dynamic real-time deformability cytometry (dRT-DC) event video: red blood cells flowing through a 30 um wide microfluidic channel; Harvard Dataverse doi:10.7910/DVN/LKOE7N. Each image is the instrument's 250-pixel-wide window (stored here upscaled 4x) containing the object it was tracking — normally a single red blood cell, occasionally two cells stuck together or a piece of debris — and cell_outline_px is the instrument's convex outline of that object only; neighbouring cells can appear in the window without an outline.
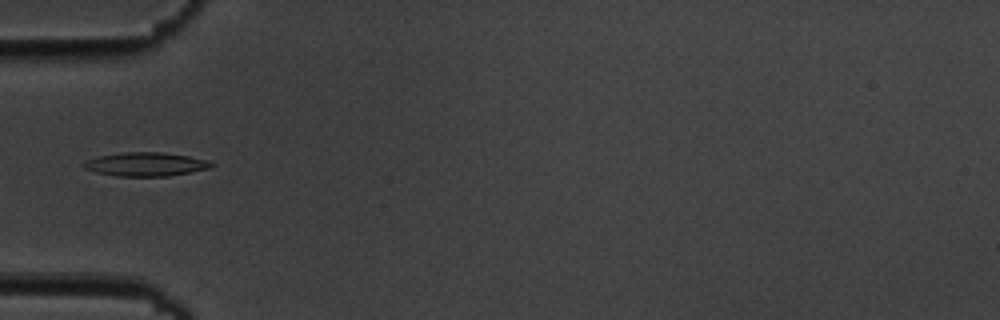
{"species": "common noctule bat (a hibernating species)", "species_latin": "Nyctalus noctula", "temperature_condition": "cold", "stored_images_in_passage": 13, "camera_frame_rate_fps": 3000, "um_per_image_px": 0.085, "animal": {"sex": "male", "body_mass_g": 19.5, "forearm_length_mm": 54.6}, "frame": {"image": 1, "passage_image": 5, "time_ms": 5.667, "image_size_px": [1000, 320], "cell_outline_px": [[216, 164], [212, 168], [168, 176], [116, 176], [96, 172], [84, 168], [80, 164], [96, 156], [124, 152], [164, 152], [188, 156], [208, 160]], "centroid_in_image_um": [12.4, 13.96], "position_along_channel_um": 72.6, "area_um2": 17.8}}
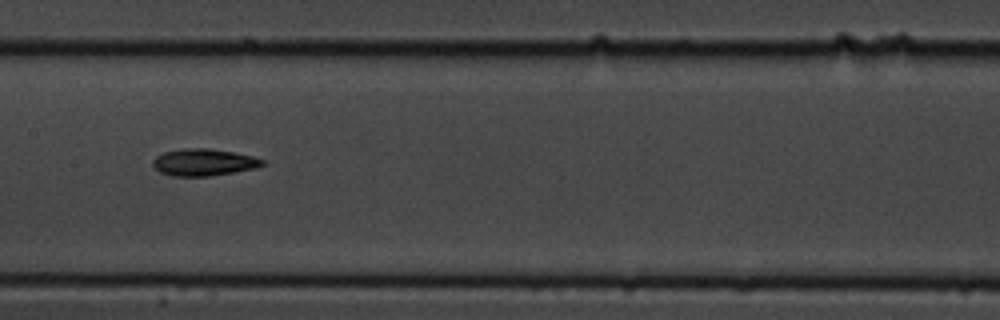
{"frame": {"image": 2, "passage_image": 8, "time_ms": 9.0, "image_size_px": [1000, 320], "cell_outline_px": [[264, 164], [256, 168], [208, 176], [172, 176], [160, 172], [152, 164], [152, 160], [156, 156], [164, 152], [184, 148], [208, 148], [232, 152], [252, 156], [264, 160]], "centroid_in_image_um": [17.29, 13.79], "position_along_channel_um": 190.1, "area_um2": 17.05}}
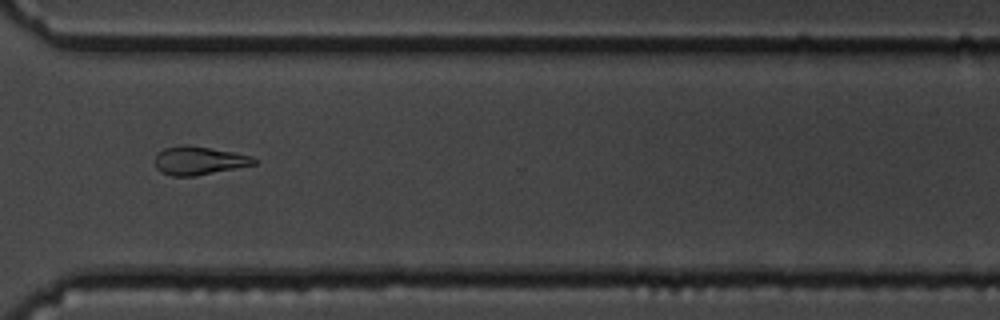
{"frame": {"image": 3, "passage_image": 12, "time_ms": 13.667, "image_size_px": [1000, 320], "cell_outline_px": [[256, 164], [196, 176], [172, 176], [160, 172], [156, 168], [156, 156], [164, 148], [180, 144], [188, 144], [232, 152], [252, 156], [256, 160]], "centroid_in_image_um": [16.89, 13.65], "position_along_channel_um": 353.7, "area_um2": 16.36}, "authors_computed_cell_mechanics": {"area_um2": 16.9932, "velocity_mm_per_s": 3.5175, "shape_relaxation_time_tau1_ms": 6.8204, "shape_relaxation_time_tau2_ms": 9.2288, "deformation_change_tau1": 0.143, "deformation_change_tau2": 0.1762}}